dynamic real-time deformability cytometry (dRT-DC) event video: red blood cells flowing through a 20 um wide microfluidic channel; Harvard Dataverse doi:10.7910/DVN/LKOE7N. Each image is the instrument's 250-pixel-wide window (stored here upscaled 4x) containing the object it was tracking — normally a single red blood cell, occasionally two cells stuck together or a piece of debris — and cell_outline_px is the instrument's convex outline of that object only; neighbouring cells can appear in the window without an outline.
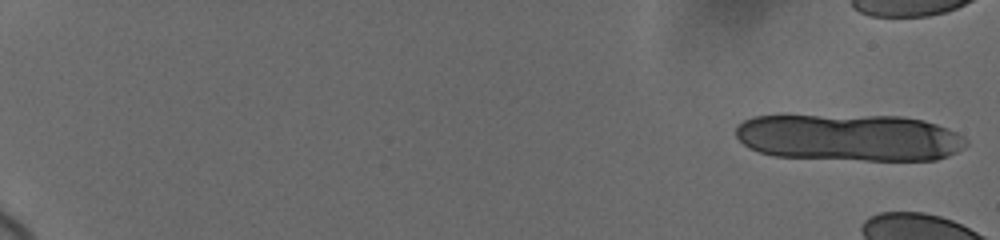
{"species": "human", "species_latin": "Homo sapiens", "temperature_condition": "cold", "stored_images_in_passage": 14, "camera_frame_rate_fps": 3000, "um_per_image_px": 0.085, "donor": {"sex": "female"}, "frame": {"image": 1, "passage_image": 1, "time_ms": 0.0, "image_size_px": [1000, 240], "cell_outline_px": [[968, 144], [964, 148], [948, 156], [936, 160], [864, 160], [776, 156], [760, 152], [748, 148], [736, 136], [736, 128], [744, 120], [752, 116], [900, 116], [924, 120], [948, 128], [964, 136], [968, 140]], "centroid_in_image_um": [72.25, 11.7], "position_along_channel_um": 12.8, "area_um2": 63.06}}